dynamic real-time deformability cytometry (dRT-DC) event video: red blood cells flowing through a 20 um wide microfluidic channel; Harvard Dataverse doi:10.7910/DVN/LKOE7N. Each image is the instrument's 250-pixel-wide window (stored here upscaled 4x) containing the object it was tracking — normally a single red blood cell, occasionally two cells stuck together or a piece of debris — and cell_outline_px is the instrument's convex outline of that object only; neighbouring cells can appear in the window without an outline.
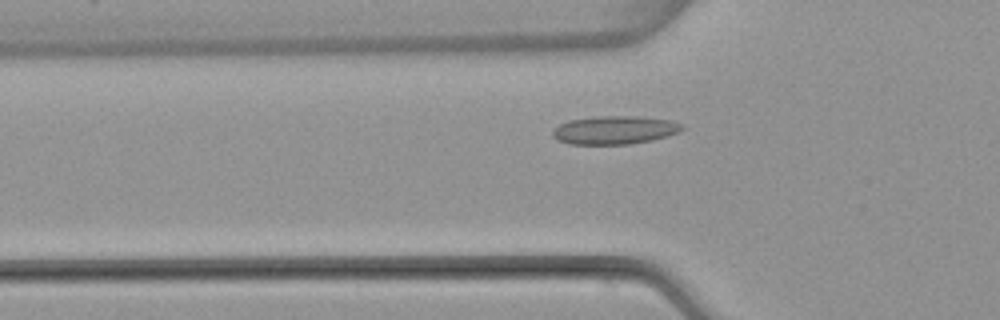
{"species": "common noctule bat (a hibernating species)", "species_latin": "Nyctalus noctula", "temperature_condition": "warm", "stored_images_in_passage": 47, "camera_frame_rate_fps": 3000, "um_per_image_px": 0.085, "animal": {"sex": "female", "body_mass_g": 22.7, "forearm_length_mm": 54.2}, "frame": {"image": 1, "passage_image": 12, "time_ms": 3.667, "image_size_px": [1000, 320], "cell_outline_px": [[684, 128], [668, 136], [652, 140], [628, 144], [568, 144], [556, 140], [552, 136], [552, 132], [560, 124], [568, 120], [596, 116], [636, 116], [668, 120], [684, 124]], "centroid_in_image_um": [52.21, 11.05], "position_along_channel_um": 73.6, "area_um2": 21.33}}
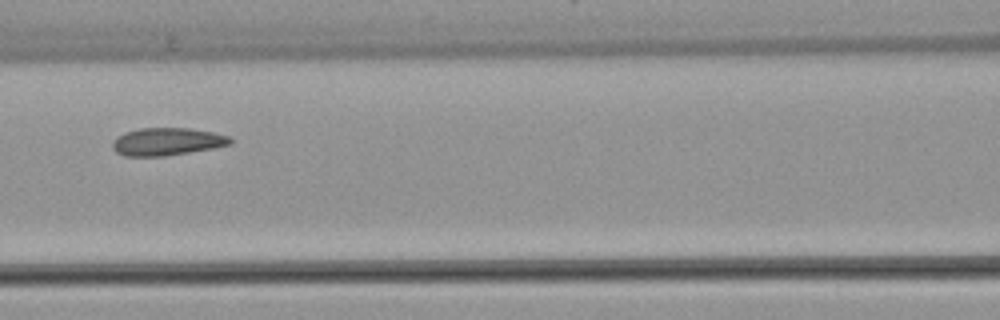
{"frame": {"image": 2, "passage_image": 18, "time_ms": 5.667, "image_size_px": [1000, 320], "cell_outline_px": [[232, 144], [212, 148], [164, 156], [124, 156], [116, 152], [112, 148], [112, 140], [116, 136], [124, 132], [140, 128], [192, 128], [212, 132], [228, 136], [232, 140]], "centroid_in_image_um": [14.15, 12.03], "position_along_channel_um": 152.5, "area_um2": 19.02}}
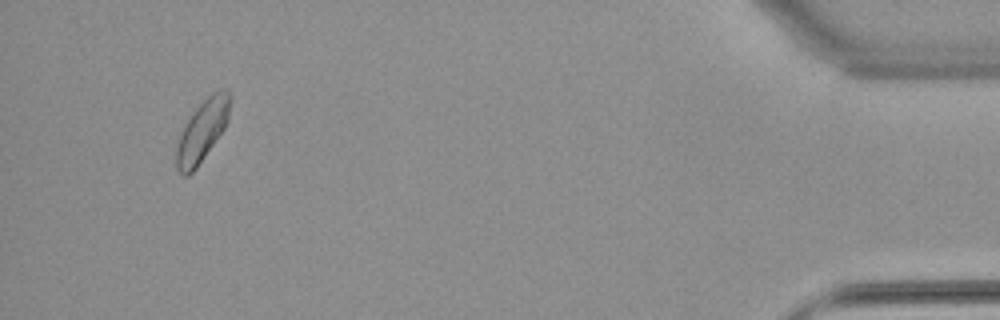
{"frame": {"image": 3, "passage_image": 44, "time_ms": 14.333, "image_size_px": [1000, 320], "cell_outline_px": [[232, 100], [228, 120], [224, 128], [196, 168], [188, 176], [180, 176], [176, 168], [176, 148], [184, 124], [196, 108], [212, 92], [220, 88], [228, 88], [232, 96]], "centroid_in_image_um": [17.21, 11.08], "position_along_channel_um": 418.0, "area_um2": 19.36}, "authors_computed_cell_mechanics": {"area_um2": 19.0162, "velocity_mm_per_s": 3.9156, "shape_relaxation_time_tau1_ms": null, "shape_relaxation_time_tau2_ms": 2.1009, "deformation_change_tau1": null, "deformation_change_tau2": 0.0698}}